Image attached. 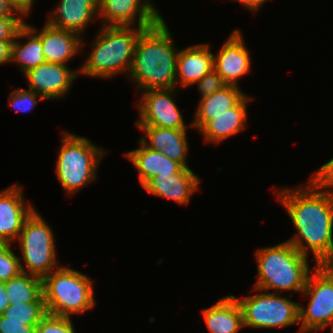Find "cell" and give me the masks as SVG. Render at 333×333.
I'll list each match as a JSON object with an SVG mask.
<instances>
[{"mask_svg": "<svg viewBox=\"0 0 333 333\" xmlns=\"http://www.w3.org/2000/svg\"><path fill=\"white\" fill-rule=\"evenodd\" d=\"M276 197L284 205L293 227L289 241L300 253L313 254L317 265L333 263V191L319 187L311 178L306 186L281 187Z\"/></svg>", "mask_w": 333, "mask_h": 333, "instance_id": "cell-1", "label": "cell"}, {"mask_svg": "<svg viewBox=\"0 0 333 333\" xmlns=\"http://www.w3.org/2000/svg\"><path fill=\"white\" fill-rule=\"evenodd\" d=\"M171 34L162 18L140 35L128 74L139 92L177 88L176 65L179 48L174 46Z\"/></svg>", "mask_w": 333, "mask_h": 333, "instance_id": "cell-2", "label": "cell"}, {"mask_svg": "<svg viewBox=\"0 0 333 333\" xmlns=\"http://www.w3.org/2000/svg\"><path fill=\"white\" fill-rule=\"evenodd\" d=\"M147 28L124 26H101L97 37L91 44L90 53L79 74L100 79L113 78L119 73L129 74L136 44Z\"/></svg>", "mask_w": 333, "mask_h": 333, "instance_id": "cell-3", "label": "cell"}, {"mask_svg": "<svg viewBox=\"0 0 333 333\" xmlns=\"http://www.w3.org/2000/svg\"><path fill=\"white\" fill-rule=\"evenodd\" d=\"M257 281L255 289L273 293L279 291L303 292L311 273L308 257L289 241L256 251Z\"/></svg>", "mask_w": 333, "mask_h": 333, "instance_id": "cell-4", "label": "cell"}, {"mask_svg": "<svg viewBox=\"0 0 333 333\" xmlns=\"http://www.w3.org/2000/svg\"><path fill=\"white\" fill-rule=\"evenodd\" d=\"M42 280L49 314L71 318V315L86 313L96 304L93 281L81 271L60 265Z\"/></svg>", "mask_w": 333, "mask_h": 333, "instance_id": "cell-5", "label": "cell"}, {"mask_svg": "<svg viewBox=\"0 0 333 333\" xmlns=\"http://www.w3.org/2000/svg\"><path fill=\"white\" fill-rule=\"evenodd\" d=\"M61 136L55 173L67 195L96 181L98 167L106 151L89 138L64 131Z\"/></svg>", "mask_w": 333, "mask_h": 333, "instance_id": "cell-6", "label": "cell"}, {"mask_svg": "<svg viewBox=\"0 0 333 333\" xmlns=\"http://www.w3.org/2000/svg\"><path fill=\"white\" fill-rule=\"evenodd\" d=\"M17 241L22 254L19 257L22 272L43 279L59 268L54 233L36 210L25 220Z\"/></svg>", "mask_w": 333, "mask_h": 333, "instance_id": "cell-7", "label": "cell"}, {"mask_svg": "<svg viewBox=\"0 0 333 333\" xmlns=\"http://www.w3.org/2000/svg\"><path fill=\"white\" fill-rule=\"evenodd\" d=\"M255 295L237 298L243 315L244 327L254 329H276L299 323V303L292 301L290 294L283 297L280 293L262 290Z\"/></svg>", "mask_w": 333, "mask_h": 333, "instance_id": "cell-8", "label": "cell"}, {"mask_svg": "<svg viewBox=\"0 0 333 333\" xmlns=\"http://www.w3.org/2000/svg\"><path fill=\"white\" fill-rule=\"evenodd\" d=\"M311 269L302 292L309 298L308 306L299 304L300 333H316L333 325V266L315 264Z\"/></svg>", "mask_w": 333, "mask_h": 333, "instance_id": "cell-9", "label": "cell"}, {"mask_svg": "<svg viewBox=\"0 0 333 333\" xmlns=\"http://www.w3.org/2000/svg\"><path fill=\"white\" fill-rule=\"evenodd\" d=\"M176 90V91H175ZM177 88L152 89L140 92L136 126H155L172 129H187L175 98ZM142 94V95H141Z\"/></svg>", "mask_w": 333, "mask_h": 333, "instance_id": "cell-10", "label": "cell"}, {"mask_svg": "<svg viewBox=\"0 0 333 333\" xmlns=\"http://www.w3.org/2000/svg\"><path fill=\"white\" fill-rule=\"evenodd\" d=\"M98 17L102 26L150 28L163 16L150 0H98Z\"/></svg>", "mask_w": 333, "mask_h": 333, "instance_id": "cell-11", "label": "cell"}, {"mask_svg": "<svg viewBox=\"0 0 333 333\" xmlns=\"http://www.w3.org/2000/svg\"><path fill=\"white\" fill-rule=\"evenodd\" d=\"M28 89L43 99H63L71 90L72 83L80 75L67 65L45 62L23 74Z\"/></svg>", "mask_w": 333, "mask_h": 333, "instance_id": "cell-12", "label": "cell"}, {"mask_svg": "<svg viewBox=\"0 0 333 333\" xmlns=\"http://www.w3.org/2000/svg\"><path fill=\"white\" fill-rule=\"evenodd\" d=\"M241 33L234 30L218 53L213 55V68L227 85L240 86L238 80L251 70L250 52Z\"/></svg>", "mask_w": 333, "mask_h": 333, "instance_id": "cell-13", "label": "cell"}, {"mask_svg": "<svg viewBox=\"0 0 333 333\" xmlns=\"http://www.w3.org/2000/svg\"><path fill=\"white\" fill-rule=\"evenodd\" d=\"M23 188L17 183L0 190V241L14 244L25 220L35 210L26 204Z\"/></svg>", "mask_w": 333, "mask_h": 333, "instance_id": "cell-14", "label": "cell"}, {"mask_svg": "<svg viewBox=\"0 0 333 333\" xmlns=\"http://www.w3.org/2000/svg\"><path fill=\"white\" fill-rule=\"evenodd\" d=\"M201 178L186 167L181 173L159 174L149 179L142 188L151 195H155L179 205L190 203L191 196L199 190Z\"/></svg>", "mask_w": 333, "mask_h": 333, "instance_id": "cell-15", "label": "cell"}, {"mask_svg": "<svg viewBox=\"0 0 333 333\" xmlns=\"http://www.w3.org/2000/svg\"><path fill=\"white\" fill-rule=\"evenodd\" d=\"M25 24L41 39L46 62L68 65V61L83 50L84 41L78 33L57 29L47 23L40 31L29 23Z\"/></svg>", "mask_w": 333, "mask_h": 333, "instance_id": "cell-16", "label": "cell"}, {"mask_svg": "<svg viewBox=\"0 0 333 333\" xmlns=\"http://www.w3.org/2000/svg\"><path fill=\"white\" fill-rule=\"evenodd\" d=\"M53 9L46 21L48 25L84 38L87 26L98 17V0H60Z\"/></svg>", "mask_w": 333, "mask_h": 333, "instance_id": "cell-17", "label": "cell"}, {"mask_svg": "<svg viewBox=\"0 0 333 333\" xmlns=\"http://www.w3.org/2000/svg\"><path fill=\"white\" fill-rule=\"evenodd\" d=\"M144 133L139 140L148 148L160 151L171 160L180 162L184 167L187 164L189 143L187 129H172L155 126H137Z\"/></svg>", "mask_w": 333, "mask_h": 333, "instance_id": "cell-18", "label": "cell"}, {"mask_svg": "<svg viewBox=\"0 0 333 333\" xmlns=\"http://www.w3.org/2000/svg\"><path fill=\"white\" fill-rule=\"evenodd\" d=\"M213 55L206 43L180 49L176 65L177 88L196 84L208 74L213 69Z\"/></svg>", "mask_w": 333, "mask_h": 333, "instance_id": "cell-19", "label": "cell"}, {"mask_svg": "<svg viewBox=\"0 0 333 333\" xmlns=\"http://www.w3.org/2000/svg\"><path fill=\"white\" fill-rule=\"evenodd\" d=\"M251 100H253L252 96L247 94L235 107L208 121L199 130L204 137V143L220 144L224 139L245 130L248 119L247 105Z\"/></svg>", "mask_w": 333, "mask_h": 333, "instance_id": "cell-20", "label": "cell"}, {"mask_svg": "<svg viewBox=\"0 0 333 333\" xmlns=\"http://www.w3.org/2000/svg\"><path fill=\"white\" fill-rule=\"evenodd\" d=\"M137 143L139 148L125 152L124 155L137 169L138 181L141 186L159 174L181 173L186 168L162 152L146 147L140 140Z\"/></svg>", "mask_w": 333, "mask_h": 333, "instance_id": "cell-21", "label": "cell"}, {"mask_svg": "<svg viewBox=\"0 0 333 333\" xmlns=\"http://www.w3.org/2000/svg\"><path fill=\"white\" fill-rule=\"evenodd\" d=\"M202 315L210 333H238L244 328L242 310L233 295L203 309Z\"/></svg>", "mask_w": 333, "mask_h": 333, "instance_id": "cell-22", "label": "cell"}, {"mask_svg": "<svg viewBox=\"0 0 333 333\" xmlns=\"http://www.w3.org/2000/svg\"><path fill=\"white\" fill-rule=\"evenodd\" d=\"M246 95L239 86L226 85L210 96L200 98L190 127L199 131L208 121L235 107Z\"/></svg>", "mask_w": 333, "mask_h": 333, "instance_id": "cell-23", "label": "cell"}, {"mask_svg": "<svg viewBox=\"0 0 333 333\" xmlns=\"http://www.w3.org/2000/svg\"><path fill=\"white\" fill-rule=\"evenodd\" d=\"M21 43L17 39H26ZM11 62L17 63L21 73L45 63L41 39L25 24L17 33L11 46Z\"/></svg>", "mask_w": 333, "mask_h": 333, "instance_id": "cell-24", "label": "cell"}, {"mask_svg": "<svg viewBox=\"0 0 333 333\" xmlns=\"http://www.w3.org/2000/svg\"><path fill=\"white\" fill-rule=\"evenodd\" d=\"M5 288L10 304L45 302L43 280L33 274L21 272L5 282Z\"/></svg>", "mask_w": 333, "mask_h": 333, "instance_id": "cell-25", "label": "cell"}, {"mask_svg": "<svg viewBox=\"0 0 333 333\" xmlns=\"http://www.w3.org/2000/svg\"><path fill=\"white\" fill-rule=\"evenodd\" d=\"M46 314L45 302L10 304L3 313L6 320L26 321V325H37Z\"/></svg>", "mask_w": 333, "mask_h": 333, "instance_id": "cell-26", "label": "cell"}, {"mask_svg": "<svg viewBox=\"0 0 333 333\" xmlns=\"http://www.w3.org/2000/svg\"><path fill=\"white\" fill-rule=\"evenodd\" d=\"M11 246V243L0 241V282H7L22 272L20 258Z\"/></svg>", "mask_w": 333, "mask_h": 333, "instance_id": "cell-27", "label": "cell"}, {"mask_svg": "<svg viewBox=\"0 0 333 333\" xmlns=\"http://www.w3.org/2000/svg\"><path fill=\"white\" fill-rule=\"evenodd\" d=\"M71 318L47 313L37 324L35 333H75Z\"/></svg>", "mask_w": 333, "mask_h": 333, "instance_id": "cell-28", "label": "cell"}, {"mask_svg": "<svg viewBox=\"0 0 333 333\" xmlns=\"http://www.w3.org/2000/svg\"><path fill=\"white\" fill-rule=\"evenodd\" d=\"M41 100L43 98L34 91L18 87L10 93L9 107L18 112H30Z\"/></svg>", "mask_w": 333, "mask_h": 333, "instance_id": "cell-29", "label": "cell"}, {"mask_svg": "<svg viewBox=\"0 0 333 333\" xmlns=\"http://www.w3.org/2000/svg\"><path fill=\"white\" fill-rule=\"evenodd\" d=\"M196 85L198 86L201 98H204L222 89L227 84L222 79V76L213 68L208 74L203 76Z\"/></svg>", "mask_w": 333, "mask_h": 333, "instance_id": "cell-30", "label": "cell"}, {"mask_svg": "<svg viewBox=\"0 0 333 333\" xmlns=\"http://www.w3.org/2000/svg\"><path fill=\"white\" fill-rule=\"evenodd\" d=\"M25 23L23 17H0V41H14Z\"/></svg>", "mask_w": 333, "mask_h": 333, "instance_id": "cell-31", "label": "cell"}, {"mask_svg": "<svg viewBox=\"0 0 333 333\" xmlns=\"http://www.w3.org/2000/svg\"><path fill=\"white\" fill-rule=\"evenodd\" d=\"M319 187L333 191V157L310 177Z\"/></svg>", "mask_w": 333, "mask_h": 333, "instance_id": "cell-32", "label": "cell"}, {"mask_svg": "<svg viewBox=\"0 0 333 333\" xmlns=\"http://www.w3.org/2000/svg\"><path fill=\"white\" fill-rule=\"evenodd\" d=\"M37 325H26V321L6 320L0 315V333H35Z\"/></svg>", "mask_w": 333, "mask_h": 333, "instance_id": "cell-33", "label": "cell"}, {"mask_svg": "<svg viewBox=\"0 0 333 333\" xmlns=\"http://www.w3.org/2000/svg\"><path fill=\"white\" fill-rule=\"evenodd\" d=\"M0 17H26L8 0H0Z\"/></svg>", "mask_w": 333, "mask_h": 333, "instance_id": "cell-34", "label": "cell"}, {"mask_svg": "<svg viewBox=\"0 0 333 333\" xmlns=\"http://www.w3.org/2000/svg\"><path fill=\"white\" fill-rule=\"evenodd\" d=\"M13 41H0V65L11 62V46Z\"/></svg>", "mask_w": 333, "mask_h": 333, "instance_id": "cell-35", "label": "cell"}, {"mask_svg": "<svg viewBox=\"0 0 333 333\" xmlns=\"http://www.w3.org/2000/svg\"><path fill=\"white\" fill-rule=\"evenodd\" d=\"M10 1L15 8L23 13L25 16H28L32 11L35 0H8Z\"/></svg>", "mask_w": 333, "mask_h": 333, "instance_id": "cell-36", "label": "cell"}, {"mask_svg": "<svg viewBox=\"0 0 333 333\" xmlns=\"http://www.w3.org/2000/svg\"><path fill=\"white\" fill-rule=\"evenodd\" d=\"M232 1L240 3L241 5L245 6L246 9H248L249 11L254 13V12H257V10L259 11V8L267 0H232Z\"/></svg>", "mask_w": 333, "mask_h": 333, "instance_id": "cell-37", "label": "cell"}, {"mask_svg": "<svg viewBox=\"0 0 333 333\" xmlns=\"http://www.w3.org/2000/svg\"><path fill=\"white\" fill-rule=\"evenodd\" d=\"M9 305L10 301L7 296L5 282H0V315H3Z\"/></svg>", "mask_w": 333, "mask_h": 333, "instance_id": "cell-38", "label": "cell"}, {"mask_svg": "<svg viewBox=\"0 0 333 333\" xmlns=\"http://www.w3.org/2000/svg\"><path fill=\"white\" fill-rule=\"evenodd\" d=\"M330 328H331V333H333V325Z\"/></svg>", "mask_w": 333, "mask_h": 333, "instance_id": "cell-39", "label": "cell"}]
</instances>
